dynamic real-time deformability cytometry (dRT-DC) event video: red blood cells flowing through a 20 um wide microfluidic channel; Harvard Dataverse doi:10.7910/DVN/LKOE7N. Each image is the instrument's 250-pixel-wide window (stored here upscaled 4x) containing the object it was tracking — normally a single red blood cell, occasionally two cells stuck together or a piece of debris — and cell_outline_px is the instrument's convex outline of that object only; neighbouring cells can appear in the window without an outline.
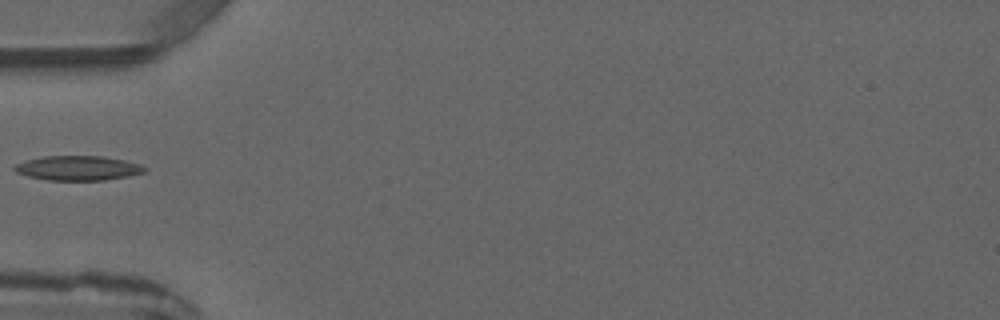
{"species": "common noctule bat (a hibernating species)", "species_latin": "Nyctalus noctula", "temperature_condition": "warm", "stored_images_in_passage": 1, "camera_frame_rate_fps": 3000, "um_per_image_px": 0.085, "animal": {"sex": "male", "forearm_length_mm": 52.5}, "frame": {"image": 1, "passage_image": 1, "time_ms": 0.0, "image_size_px": [1000, 320], "cell_outline_px": [[148, 168], [144, 172], [128, 176], [104, 180], [48, 180], [28, 176], [16, 172], [12, 168], [16, 164], [24, 160], [44, 156], [100, 156], [124, 160], [140, 164]], "centroid_in_image_um": [6.61, 14.28], "position_along_channel_um": 78.4, "area_um2": 18.61}}